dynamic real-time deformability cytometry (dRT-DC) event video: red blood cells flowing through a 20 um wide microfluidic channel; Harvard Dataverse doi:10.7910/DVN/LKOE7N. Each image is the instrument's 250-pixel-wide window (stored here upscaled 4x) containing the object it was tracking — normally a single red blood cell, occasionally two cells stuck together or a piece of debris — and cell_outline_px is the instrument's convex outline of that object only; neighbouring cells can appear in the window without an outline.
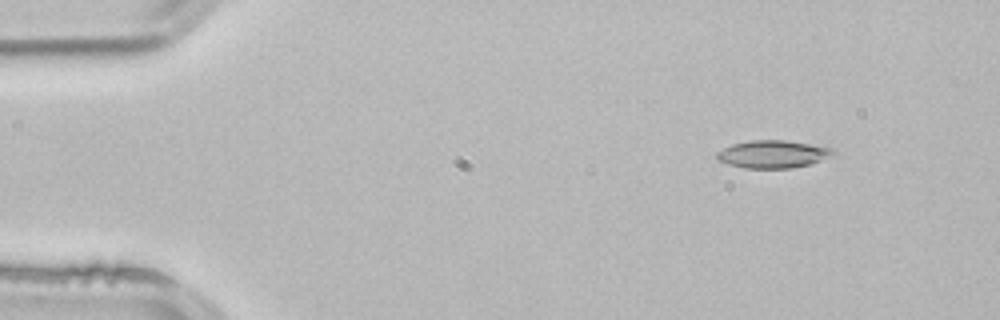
{"species": "common noctule bat (a hibernating species)", "species_latin": "Nyctalus noctula", "temperature_condition": "room temperature", "stored_images_in_passage": 3, "camera_frame_rate_fps": 3000, "um_per_image_px": 0.085, "animal": {"sex": "male", "body_mass_g": 21.5, "forearm_length_mm": 52.0}, "frame": {"image": 1, "passage_image": 1, "time_ms": 0.0, "image_size_px": [1000, 320], "cell_outline_px": [[836, 152], [808, 164], [792, 168], [744, 168], [728, 164], [716, 160], [716, 152], [732, 144], [748, 140], [788, 140], [832, 148]], "centroid_in_image_um": [65.6, 13.09], "position_along_channel_um": 19.4, "area_um2": 18.55}}